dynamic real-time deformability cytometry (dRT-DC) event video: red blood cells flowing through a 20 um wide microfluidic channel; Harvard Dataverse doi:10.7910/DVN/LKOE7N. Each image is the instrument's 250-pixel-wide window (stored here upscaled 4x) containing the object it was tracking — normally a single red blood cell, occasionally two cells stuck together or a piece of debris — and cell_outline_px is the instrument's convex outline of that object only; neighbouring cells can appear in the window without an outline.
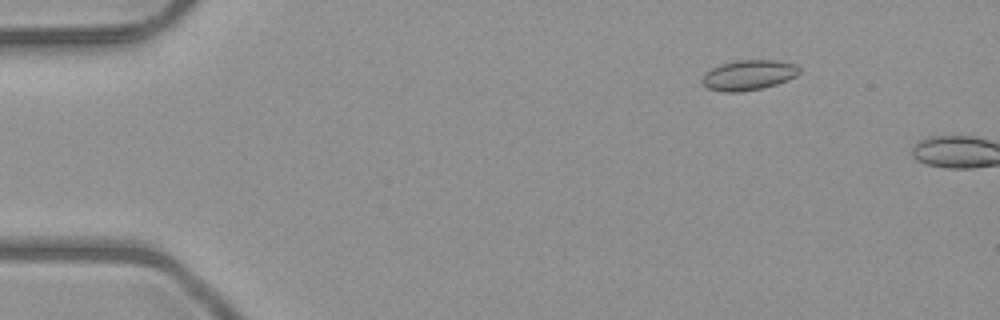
{"species": "common noctule bat (a hibernating species)", "species_latin": "Nyctalus noctula", "temperature_condition": "room temperature", "stored_images_in_passage": 6, "camera_frame_rate_fps": 3000, "um_per_image_px": 0.085, "animal": {"sex": "male", "body_mass_g": 23.1, "forearm_length_mm": 52.7}, "frame": {"image": 1, "passage_image": 4, "time_ms": 1.0, "image_size_px": [1000, 320], "cell_outline_px": [[800, 72], [796, 76], [776, 84], [760, 88], [740, 92], [724, 92], [708, 88], [700, 80], [704, 72], [720, 64], [740, 60], [776, 60], [796, 64], [800, 68]], "centroid_in_image_um": [63.61, 6.37], "position_along_channel_um": 21.4, "area_um2": 17.05}}